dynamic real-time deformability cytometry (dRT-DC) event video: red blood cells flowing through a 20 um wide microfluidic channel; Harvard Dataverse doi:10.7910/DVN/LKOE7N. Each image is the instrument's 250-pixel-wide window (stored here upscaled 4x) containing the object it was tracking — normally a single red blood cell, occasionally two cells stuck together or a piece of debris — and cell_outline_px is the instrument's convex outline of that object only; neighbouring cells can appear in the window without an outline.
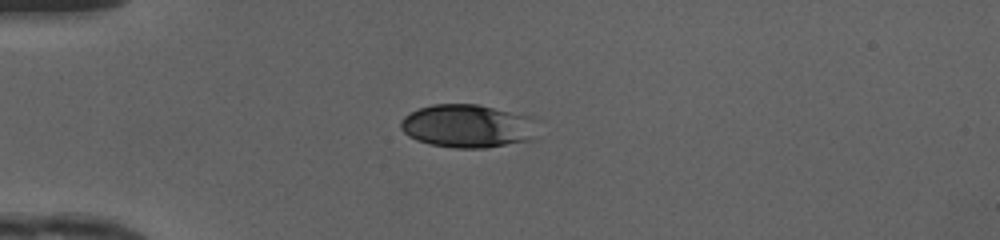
{"species": "human", "species_latin": "Homo sapiens", "temperature_condition": "cold", "stored_images_in_passage": 36, "camera_frame_rate_fps": 3000, "um_per_image_px": 0.085, "donor": {"sex": "female"}, "frame": {"image": 1, "passage_image": 1, "time_ms": 0.0, "image_size_px": [1000, 240], "cell_outline_px": [[536, 140], [484, 148], [456, 148], [428, 144], [416, 140], [408, 136], [400, 128], [400, 120], [404, 116], [420, 108], [432, 104], [480, 104], [532, 116]], "centroid_in_image_um": [39.75, 10.72], "position_along_channel_um": 45.2, "area_um2": 34.85}}
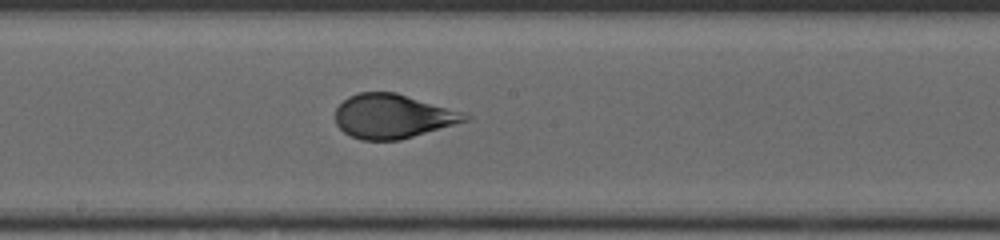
{"frame": {"image": 2, "passage_image": 15, "time_ms": 4.667, "image_size_px": [1000, 240], "cell_outline_px": [[472, 116], [468, 120], [400, 140], [360, 140], [344, 132], [336, 124], [336, 108], [348, 96], [360, 92], [396, 92], [464, 112]], "centroid_in_image_um": [33.38, 9.88], "position_along_channel_um": 214.8, "area_um2": 33.23}}
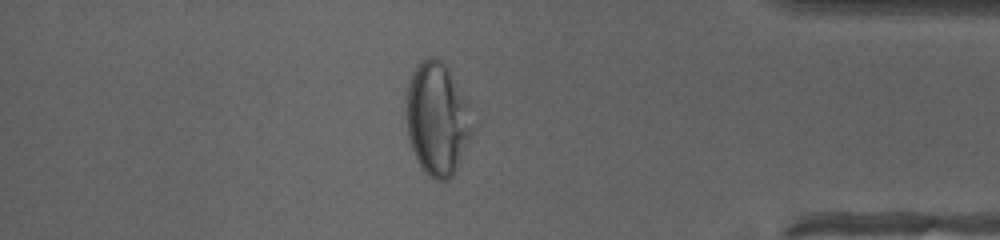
{"frame": {"image": 3, "passage_image": 30, "time_ms": 9.667, "image_size_px": [1000, 240], "cell_outline_px": [[476, 128], [452, 176], [448, 180], [436, 180], [428, 176], [424, 172], [412, 148], [408, 136], [408, 84], [412, 72], [416, 64], [428, 56], [436, 56], [444, 60], [468, 104], [476, 124]], "centroid_in_image_um": [37.21, 10.08], "position_along_channel_um": 398.0, "area_um2": 43.58}, "authors_computed_cell_mechanics": {"area_um2": 33.9864, "velocity_mm_per_s": 4.1922, "shape_relaxation_time_tau1_ms": 3.4102, "shape_relaxation_time_tau2_ms": null, "deformation_change_tau1": 0.1592, "deformation_change_tau2": null}}